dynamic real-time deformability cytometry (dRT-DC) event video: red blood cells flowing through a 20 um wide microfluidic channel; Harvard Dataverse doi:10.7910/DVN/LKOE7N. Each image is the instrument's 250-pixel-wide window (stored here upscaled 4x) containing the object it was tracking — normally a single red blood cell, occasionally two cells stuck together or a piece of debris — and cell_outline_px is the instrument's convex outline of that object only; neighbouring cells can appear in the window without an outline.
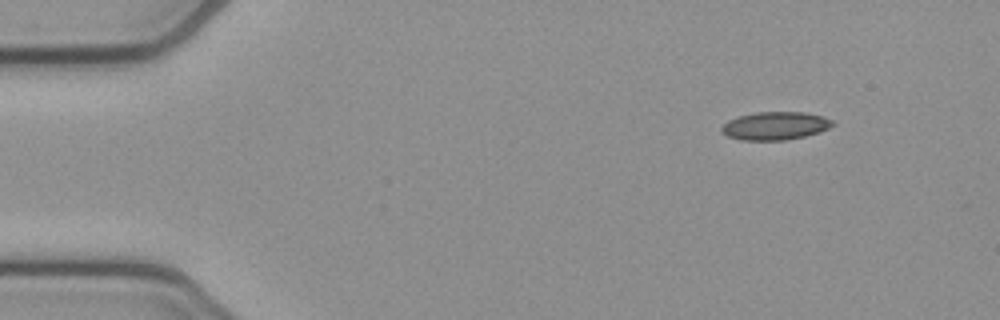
{"species": "common noctule bat (a hibernating species)", "species_latin": "Nyctalus noctula", "temperature_condition": "cold", "stored_images_in_passage": 48, "camera_frame_rate_fps": 3000, "um_per_image_px": 0.085, "animal": {"sex": "female", "body_mass_g": 21.9}, "frame": {"image": 1, "passage_image": 1, "time_ms": 0.0, "image_size_px": [1000, 320], "cell_outline_px": [[836, 124], [820, 132], [804, 136], [784, 140], [740, 140], [728, 136], [720, 132], [720, 128], [728, 120], [736, 116], [756, 112], [808, 112], [824, 116], [832, 120]], "centroid_in_image_um": [65.89, 10.68], "position_along_channel_um": 19.1, "area_um2": 18.38}}
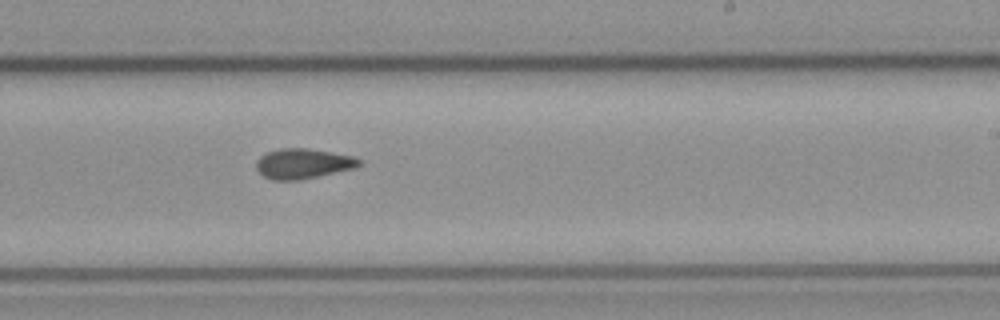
{"frame": {"image": 2, "passage_image": 27, "time_ms": 8.667, "image_size_px": [1000, 320], "cell_outline_px": [[364, 164], [356, 168], [320, 176], [300, 180], [272, 180], [264, 176], [256, 168], [256, 160], [260, 156], [268, 152], [280, 148], [308, 148], [356, 156]], "centroid_in_image_um": [25.81, 13.91], "position_along_channel_um": 263.2, "area_um2": 18.32}}
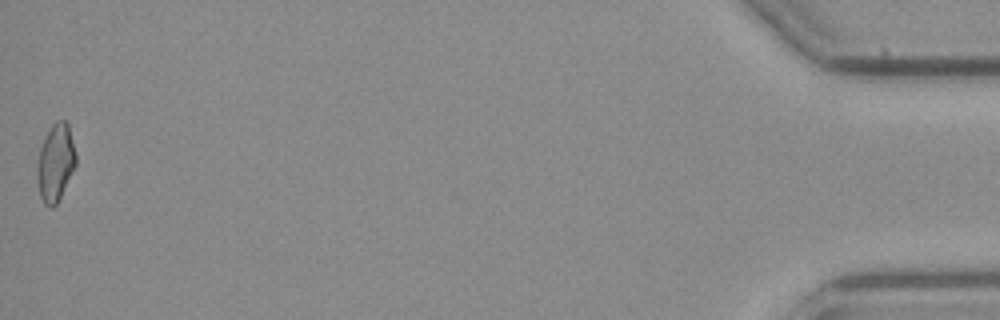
{"frame": {"image": 3, "passage_image": 48, "time_ms": 15.667, "image_size_px": [1000, 320], "cell_outline_px": [[76, 164], [60, 200], [52, 208], [48, 208], [44, 204], [40, 196], [36, 176], [36, 168], [40, 148], [52, 124], [56, 120], [64, 120], [68, 124], [76, 156]], "centroid_in_image_um": [4.71, 13.88], "position_along_channel_um": 430.5, "area_um2": 17.51}, "authors_computed_cell_mechanics": {"area_um2": 17.7735, "velocity_mm_per_s": 3.8534, "shape_relaxation_time_tau1_ms": 5.9074, "shape_relaxation_time_tau2_ms": 4.9006, "deformation_change_tau1": 0.1277, "deformation_change_tau2": 0.1244}}